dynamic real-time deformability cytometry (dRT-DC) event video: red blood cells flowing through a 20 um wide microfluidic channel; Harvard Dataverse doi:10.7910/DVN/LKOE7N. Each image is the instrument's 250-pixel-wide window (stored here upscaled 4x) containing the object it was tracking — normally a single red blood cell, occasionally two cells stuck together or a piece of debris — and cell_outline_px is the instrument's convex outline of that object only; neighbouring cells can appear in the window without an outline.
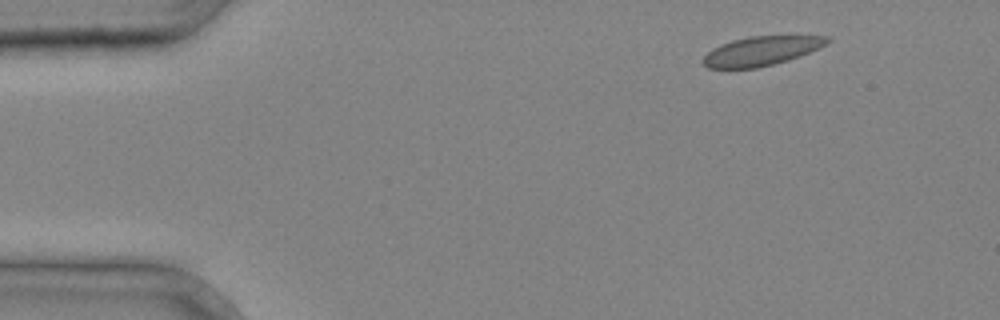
{"species": "common noctule bat (a hibernating species)", "species_latin": "Nyctalus noctula", "temperature_condition": "cold", "stored_images_in_passage": 4, "camera_frame_rate_fps": 3000, "um_per_image_px": 0.085, "animal": {"sex": "male", "body_mass_g": 20.4}, "frame": {"image": 1, "passage_image": 1, "time_ms": 0.0, "image_size_px": [1000, 320], "cell_outline_px": [[832, 40], [828, 44], [820, 48], [800, 56], [788, 60], [756, 68], [708, 68], [700, 60], [712, 48], [720, 44], [732, 40], [748, 36], [832, 36]], "centroid_in_image_um": [64.73, 4.32], "position_along_channel_um": 20.3, "area_um2": 21.27}}
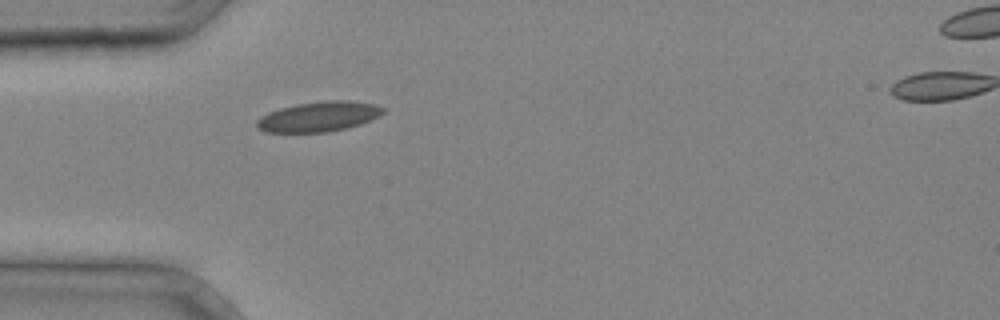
{"frame": {"image": 2, "passage_image": 3, "time_ms": 0.667, "image_size_px": [1000, 320], "cell_outline_px": [[384, 112], [380, 116], [360, 124], [328, 132], [264, 132], [256, 128], [256, 120], [268, 112], [280, 108], [296, 104], [328, 100], [348, 100], [372, 104], [384, 108]], "centroid_in_image_um": [27.06, 9.91], "position_along_channel_um": 57.9, "area_um2": 22.02}}